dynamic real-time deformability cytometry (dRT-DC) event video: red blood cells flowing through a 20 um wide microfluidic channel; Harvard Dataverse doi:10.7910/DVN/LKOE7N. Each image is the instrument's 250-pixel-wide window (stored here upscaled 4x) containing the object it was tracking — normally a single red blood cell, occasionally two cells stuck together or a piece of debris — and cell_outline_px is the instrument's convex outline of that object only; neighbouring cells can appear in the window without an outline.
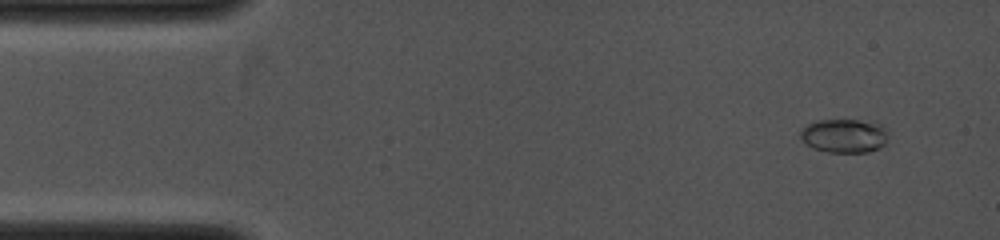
{"species": "common noctule bat (a hibernating species)", "species_latin": "Nyctalus noctula", "temperature_condition": "cold", "stored_images_in_passage": 58, "camera_frame_rate_fps": 4000, "um_per_image_px": 0.085, "animal": {"sex": "female", "body_mass_g": 19.0, "forearm_length_mm": 53.3}, "frame": {"image": 1, "passage_image": 3, "time_ms": 0.75, "image_size_px": [1000, 240], "cell_outline_px": [[888, 136], [884, 144], [880, 148], [868, 152], [828, 152], [812, 148], [804, 144], [800, 136], [800, 132], [808, 124], [816, 120], [856, 120], [880, 124], [888, 132]], "centroid_in_image_um": [71.74, 11.55], "position_along_channel_um": 13.3, "area_um2": 17.34}}
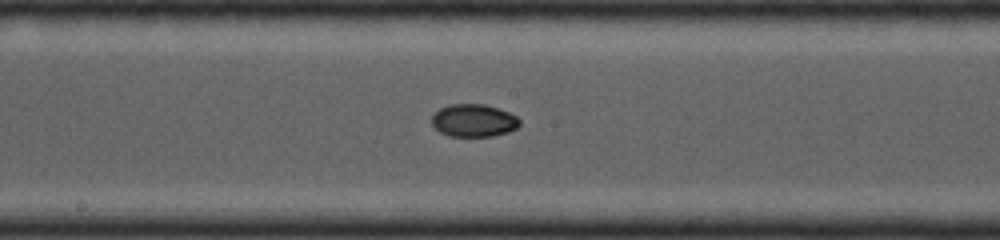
{"frame": {"image": 2, "passage_image": 30, "time_ms": 6.5, "image_size_px": [1000, 240], "cell_outline_px": [[520, 124], [516, 128], [508, 132], [492, 136], [448, 136], [440, 132], [432, 124], [432, 116], [440, 108], [452, 104], [484, 104], [508, 112], [516, 116], [520, 120]], "centroid_in_image_um": [40.26, 10.25], "position_along_channel_um": 207.9, "area_um2": 16.59}}
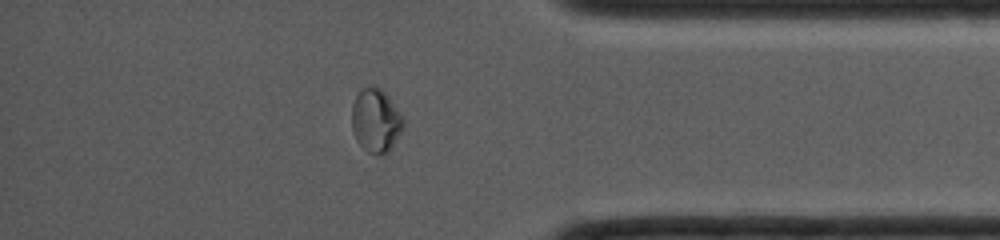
{"frame": {"image": 3, "passage_image": 53, "time_ms": 10.5, "image_size_px": [1000, 240], "cell_outline_px": [[404, 128], [392, 148], [388, 152], [380, 156], [368, 152], [356, 140], [352, 128], [352, 104], [356, 96], [364, 88], [380, 88], [384, 92], [404, 116]], "centroid_in_image_um": [31.98, 10.3], "position_along_channel_um": 403.2, "area_um2": 19.07}}